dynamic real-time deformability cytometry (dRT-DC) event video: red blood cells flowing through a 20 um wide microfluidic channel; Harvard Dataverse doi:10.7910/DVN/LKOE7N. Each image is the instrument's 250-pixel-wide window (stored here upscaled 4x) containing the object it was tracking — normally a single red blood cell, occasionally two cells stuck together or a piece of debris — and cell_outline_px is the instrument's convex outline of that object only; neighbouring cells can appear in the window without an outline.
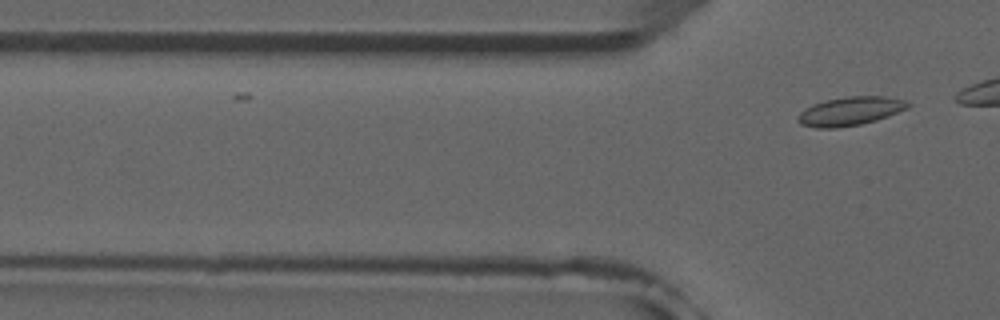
{"species": "common noctule bat (a hibernating species)", "species_latin": "Nyctalus noctula", "temperature_condition": "room temperature", "stored_images_in_passage": 3, "camera_frame_rate_fps": 3000, "um_per_image_px": 0.085, "animal": {"sex": "male", "forearm_length_mm": 52.5}, "frame": {"image": 1, "passage_image": 3, "time_ms": 2.0, "image_size_px": [1000, 320], "cell_outline_px": [[912, 104], [908, 108], [888, 116], [876, 120], [860, 124], [836, 128], [816, 128], [800, 124], [796, 120], [796, 116], [804, 108], [812, 104], [824, 100], [848, 96], [884, 96], [904, 100]], "centroid_in_image_um": [72.22, 9.45], "position_along_channel_um": 53.6, "area_um2": 18.55}}